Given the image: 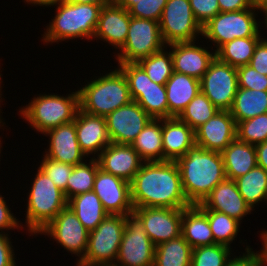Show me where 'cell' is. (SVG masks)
I'll return each mask as SVG.
<instances>
[{"mask_svg":"<svg viewBox=\"0 0 267 266\" xmlns=\"http://www.w3.org/2000/svg\"><path fill=\"white\" fill-rule=\"evenodd\" d=\"M131 145L144 162H162V119H151Z\"/></svg>","mask_w":267,"mask_h":266,"instance_id":"obj_30","label":"cell"},{"mask_svg":"<svg viewBox=\"0 0 267 266\" xmlns=\"http://www.w3.org/2000/svg\"><path fill=\"white\" fill-rule=\"evenodd\" d=\"M76 136L82 152L88 155L101 151L111 143L105 117L78 110L74 119Z\"/></svg>","mask_w":267,"mask_h":266,"instance_id":"obj_21","label":"cell"},{"mask_svg":"<svg viewBox=\"0 0 267 266\" xmlns=\"http://www.w3.org/2000/svg\"><path fill=\"white\" fill-rule=\"evenodd\" d=\"M197 205L202 210L225 213L239 222L253 211L239 193L236 182L227 178L217 184L203 202Z\"/></svg>","mask_w":267,"mask_h":266,"instance_id":"obj_20","label":"cell"},{"mask_svg":"<svg viewBox=\"0 0 267 266\" xmlns=\"http://www.w3.org/2000/svg\"><path fill=\"white\" fill-rule=\"evenodd\" d=\"M44 135L50 137V143L43 156L72 166L83 163V157L86 155L79 146L74 121L52 128Z\"/></svg>","mask_w":267,"mask_h":266,"instance_id":"obj_23","label":"cell"},{"mask_svg":"<svg viewBox=\"0 0 267 266\" xmlns=\"http://www.w3.org/2000/svg\"><path fill=\"white\" fill-rule=\"evenodd\" d=\"M237 139L252 145L267 141V113L237 123Z\"/></svg>","mask_w":267,"mask_h":266,"instance_id":"obj_40","label":"cell"},{"mask_svg":"<svg viewBox=\"0 0 267 266\" xmlns=\"http://www.w3.org/2000/svg\"><path fill=\"white\" fill-rule=\"evenodd\" d=\"M98 169L99 164L95 157H91L89 164L83 162L73 166L72 173L67 179V200L76 195L92 191Z\"/></svg>","mask_w":267,"mask_h":266,"instance_id":"obj_35","label":"cell"},{"mask_svg":"<svg viewBox=\"0 0 267 266\" xmlns=\"http://www.w3.org/2000/svg\"><path fill=\"white\" fill-rule=\"evenodd\" d=\"M96 159L102 171L120 177L129 183L144 163L131 144L113 142L107 145Z\"/></svg>","mask_w":267,"mask_h":266,"instance_id":"obj_19","label":"cell"},{"mask_svg":"<svg viewBox=\"0 0 267 266\" xmlns=\"http://www.w3.org/2000/svg\"><path fill=\"white\" fill-rule=\"evenodd\" d=\"M173 60V71L201 79L215 58L205 47L196 46L195 41L168 45Z\"/></svg>","mask_w":267,"mask_h":266,"instance_id":"obj_24","label":"cell"},{"mask_svg":"<svg viewBox=\"0 0 267 266\" xmlns=\"http://www.w3.org/2000/svg\"><path fill=\"white\" fill-rule=\"evenodd\" d=\"M102 7L62 1L56 8L57 14L44 32L43 42L47 44L74 38H93Z\"/></svg>","mask_w":267,"mask_h":266,"instance_id":"obj_4","label":"cell"},{"mask_svg":"<svg viewBox=\"0 0 267 266\" xmlns=\"http://www.w3.org/2000/svg\"><path fill=\"white\" fill-rule=\"evenodd\" d=\"M184 208L143 207L134 208L133 213L141 220L152 243H160L181 235Z\"/></svg>","mask_w":267,"mask_h":266,"instance_id":"obj_15","label":"cell"},{"mask_svg":"<svg viewBox=\"0 0 267 266\" xmlns=\"http://www.w3.org/2000/svg\"><path fill=\"white\" fill-rule=\"evenodd\" d=\"M220 12H234L252 8L250 0H218Z\"/></svg>","mask_w":267,"mask_h":266,"instance_id":"obj_49","label":"cell"},{"mask_svg":"<svg viewBox=\"0 0 267 266\" xmlns=\"http://www.w3.org/2000/svg\"><path fill=\"white\" fill-rule=\"evenodd\" d=\"M248 65L257 72L267 75V40L262 38L258 42Z\"/></svg>","mask_w":267,"mask_h":266,"instance_id":"obj_45","label":"cell"},{"mask_svg":"<svg viewBox=\"0 0 267 266\" xmlns=\"http://www.w3.org/2000/svg\"><path fill=\"white\" fill-rule=\"evenodd\" d=\"M165 47L159 22L131 16L125 44L116 59L118 63H137Z\"/></svg>","mask_w":267,"mask_h":266,"instance_id":"obj_10","label":"cell"},{"mask_svg":"<svg viewBox=\"0 0 267 266\" xmlns=\"http://www.w3.org/2000/svg\"><path fill=\"white\" fill-rule=\"evenodd\" d=\"M230 251V247L222 244L194 248L191 266H226L232 254Z\"/></svg>","mask_w":267,"mask_h":266,"instance_id":"obj_39","label":"cell"},{"mask_svg":"<svg viewBox=\"0 0 267 266\" xmlns=\"http://www.w3.org/2000/svg\"><path fill=\"white\" fill-rule=\"evenodd\" d=\"M124 228L125 216L108 214L89 232L85 255L77 266H114Z\"/></svg>","mask_w":267,"mask_h":266,"instance_id":"obj_7","label":"cell"},{"mask_svg":"<svg viewBox=\"0 0 267 266\" xmlns=\"http://www.w3.org/2000/svg\"><path fill=\"white\" fill-rule=\"evenodd\" d=\"M53 237L68 252L79 256L81 260L88 245L89 231L67 206L39 234Z\"/></svg>","mask_w":267,"mask_h":266,"instance_id":"obj_14","label":"cell"},{"mask_svg":"<svg viewBox=\"0 0 267 266\" xmlns=\"http://www.w3.org/2000/svg\"><path fill=\"white\" fill-rule=\"evenodd\" d=\"M264 265L267 266V258L265 256L259 261V266H264Z\"/></svg>","mask_w":267,"mask_h":266,"instance_id":"obj_56","label":"cell"},{"mask_svg":"<svg viewBox=\"0 0 267 266\" xmlns=\"http://www.w3.org/2000/svg\"><path fill=\"white\" fill-rule=\"evenodd\" d=\"M201 92L220 111H229L238 90L237 68L216 56L200 79Z\"/></svg>","mask_w":267,"mask_h":266,"instance_id":"obj_13","label":"cell"},{"mask_svg":"<svg viewBox=\"0 0 267 266\" xmlns=\"http://www.w3.org/2000/svg\"><path fill=\"white\" fill-rule=\"evenodd\" d=\"M151 119L135 101L114 110L105 117L110 141L131 144Z\"/></svg>","mask_w":267,"mask_h":266,"instance_id":"obj_16","label":"cell"},{"mask_svg":"<svg viewBox=\"0 0 267 266\" xmlns=\"http://www.w3.org/2000/svg\"><path fill=\"white\" fill-rule=\"evenodd\" d=\"M16 217L11 213V210L8 208L4 197L0 195V231L2 230H10V229H19L22 225L19 224ZM6 234L4 231L0 232V234Z\"/></svg>","mask_w":267,"mask_h":266,"instance_id":"obj_47","label":"cell"},{"mask_svg":"<svg viewBox=\"0 0 267 266\" xmlns=\"http://www.w3.org/2000/svg\"><path fill=\"white\" fill-rule=\"evenodd\" d=\"M116 4L129 11L140 0H113Z\"/></svg>","mask_w":267,"mask_h":266,"instance_id":"obj_53","label":"cell"},{"mask_svg":"<svg viewBox=\"0 0 267 266\" xmlns=\"http://www.w3.org/2000/svg\"><path fill=\"white\" fill-rule=\"evenodd\" d=\"M167 0H140L129 10L132 17L159 22Z\"/></svg>","mask_w":267,"mask_h":266,"instance_id":"obj_43","label":"cell"},{"mask_svg":"<svg viewBox=\"0 0 267 266\" xmlns=\"http://www.w3.org/2000/svg\"><path fill=\"white\" fill-rule=\"evenodd\" d=\"M23 108L19 111L22 118L44 134L52 128L74 121L79 110V93L75 91L65 97L58 94L39 95Z\"/></svg>","mask_w":267,"mask_h":266,"instance_id":"obj_6","label":"cell"},{"mask_svg":"<svg viewBox=\"0 0 267 266\" xmlns=\"http://www.w3.org/2000/svg\"><path fill=\"white\" fill-rule=\"evenodd\" d=\"M130 18L129 11L114 1L104 5L100 11L93 38H101L120 50L127 38Z\"/></svg>","mask_w":267,"mask_h":266,"instance_id":"obj_22","label":"cell"},{"mask_svg":"<svg viewBox=\"0 0 267 266\" xmlns=\"http://www.w3.org/2000/svg\"><path fill=\"white\" fill-rule=\"evenodd\" d=\"M181 235L192 249L214 244L208 217L197 204L183 209Z\"/></svg>","mask_w":267,"mask_h":266,"instance_id":"obj_27","label":"cell"},{"mask_svg":"<svg viewBox=\"0 0 267 266\" xmlns=\"http://www.w3.org/2000/svg\"><path fill=\"white\" fill-rule=\"evenodd\" d=\"M253 7L258 10H262L263 8L267 7V0H250Z\"/></svg>","mask_w":267,"mask_h":266,"instance_id":"obj_54","label":"cell"},{"mask_svg":"<svg viewBox=\"0 0 267 266\" xmlns=\"http://www.w3.org/2000/svg\"><path fill=\"white\" fill-rule=\"evenodd\" d=\"M218 111L206 95L200 91L177 118L195 131Z\"/></svg>","mask_w":267,"mask_h":266,"instance_id":"obj_36","label":"cell"},{"mask_svg":"<svg viewBox=\"0 0 267 266\" xmlns=\"http://www.w3.org/2000/svg\"><path fill=\"white\" fill-rule=\"evenodd\" d=\"M226 178L235 180L257 166L255 145L232 141L222 152Z\"/></svg>","mask_w":267,"mask_h":266,"instance_id":"obj_28","label":"cell"},{"mask_svg":"<svg viewBox=\"0 0 267 266\" xmlns=\"http://www.w3.org/2000/svg\"><path fill=\"white\" fill-rule=\"evenodd\" d=\"M147 73L149 78L157 84H165L173 73L171 51L164 48L137 62Z\"/></svg>","mask_w":267,"mask_h":266,"instance_id":"obj_38","label":"cell"},{"mask_svg":"<svg viewBox=\"0 0 267 266\" xmlns=\"http://www.w3.org/2000/svg\"><path fill=\"white\" fill-rule=\"evenodd\" d=\"M93 191L101 200L108 214L126 216L133 213L130 183L100 168L94 181Z\"/></svg>","mask_w":267,"mask_h":266,"instance_id":"obj_17","label":"cell"},{"mask_svg":"<svg viewBox=\"0 0 267 266\" xmlns=\"http://www.w3.org/2000/svg\"><path fill=\"white\" fill-rule=\"evenodd\" d=\"M159 26L165 45L196 41L202 34L189 0H167Z\"/></svg>","mask_w":267,"mask_h":266,"instance_id":"obj_11","label":"cell"},{"mask_svg":"<svg viewBox=\"0 0 267 266\" xmlns=\"http://www.w3.org/2000/svg\"><path fill=\"white\" fill-rule=\"evenodd\" d=\"M257 164L267 171V141L255 145Z\"/></svg>","mask_w":267,"mask_h":266,"instance_id":"obj_50","label":"cell"},{"mask_svg":"<svg viewBox=\"0 0 267 266\" xmlns=\"http://www.w3.org/2000/svg\"><path fill=\"white\" fill-rule=\"evenodd\" d=\"M39 168L44 171L55 185L64 192L67 199V182L72 173L73 166L70 164L54 161L46 156L43 157Z\"/></svg>","mask_w":267,"mask_h":266,"instance_id":"obj_41","label":"cell"},{"mask_svg":"<svg viewBox=\"0 0 267 266\" xmlns=\"http://www.w3.org/2000/svg\"><path fill=\"white\" fill-rule=\"evenodd\" d=\"M237 76L239 88L267 91V75L257 72L250 65L238 67Z\"/></svg>","mask_w":267,"mask_h":266,"instance_id":"obj_42","label":"cell"},{"mask_svg":"<svg viewBox=\"0 0 267 266\" xmlns=\"http://www.w3.org/2000/svg\"><path fill=\"white\" fill-rule=\"evenodd\" d=\"M237 124L229 111H218L195 130V144L206 150L222 152L237 138Z\"/></svg>","mask_w":267,"mask_h":266,"instance_id":"obj_18","label":"cell"},{"mask_svg":"<svg viewBox=\"0 0 267 266\" xmlns=\"http://www.w3.org/2000/svg\"><path fill=\"white\" fill-rule=\"evenodd\" d=\"M78 93L79 109L101 117L132 101L127 78L119 67L88 82Z\"/></svg>","mask_w":267,"mask_h":266,"instance_id":"obj_3","label":"cell"},{"mask_svg":"<svg viewBox=\"0 0 267 266\" xmlns=\"http://www.w3.org/2000/svg\"><path fill=\"white\" fill-rule=\"evenodd\" d=\"M192 247L182 235L155 246L153 266H191Z\"/></svg>","mask_w":267,"mask_h":266,"instance_id":"obj_32","label":"cell"},{"mask_svg":"<svg viewBox=\"0 0 267 266\" xmlns=\"http://www.w3.org/2000/svg\"><path fill=\"white\" fill-rule=\"evenodd\" d=\"M127 78L132 101L137 102L152 119L168 118L165 84L153 82L138 63H118Z\"/></svg>","mask_w":267,"mask_h":266,"instance_id":"obj_8","label":"cell"},{"mask_svg":"<svg viewBox=\"0 0 267 266\" xmlns=\"http://www.w3.org/2000/svg\"><path fill=\"white\" fill-rule=\"evenodd\" d=\"M163 161H176L195 144V131L177 117L162 119Z\"/></svg>","mask_w":267,"mask_h":266,"instance_id":"obj_25","label":"cell"},{"mask_svg":"<svg viewBox=\"0 0 267 266\" xmlns=\"http://www.w3.org/2000/svg\"><path fill=\"white\" fill-rule=\"evenodd\" d=\"M194 16L201 26L220 13L218 0H189Z\"/></svg>","mask_w":267,"mask_h":266,"instance_id":"obj_44","label":"cell"},{"mask_svg":"<svg viewBox=\"0 0 267 266\" xmlns=\"http://www.w3.org/2000/svg\"><path fill=\"white\" fill-rule=\"evenodd\" d=\"M176 163L185 196L190 204L202 203L215 186L226 179L220 152L195 145L184 156L179 157Z\"/></svg>","mask_w":267,"mask_h":266,"instance_id":"obj_2","label":"cell"},{"mask_svg":"<svg viewBox=\"0 0 267 266\" xmlns=\"http://www.w3.org/2000/svg\"><path fill=\"white\" fill-rule=\"evenodd\" d=\"M263 13H265L264 15H265V25H266V27H267V7H265V8H263L262 10H261ZM265 40H267V39H265Z\"/></svg>","mask_w":267,"mask_h":266,"instance_id":"obj_57","label":"cell"},{"mask_svg":"<svg viewBox=\"0 0 267 266\" xmlns=\"http://www.w3.org/2000/svg\"><path fill=\"white\" fill-rule=\"evenodd\" d=\"M155 245L141 220L131 213L125 216V228L114 266H153Z\"/></svg>","mask_w":267,"mask_h":266,"instance_id":"obj_12","label":"cell"},{"mask_svg":"<svg viewBox=\"0 0 267 266\" xmlns=\"http://www.w3.org/2000/svg\"><path fill=\"white\" fill-rule=\"evenodd\" d=\"M255 7L234 12H220L202 26V36L212 41L215 52L227 42L235 38L262 37L255 16ZM260 23V24H259Z\"/></svg>","mask_w":267,"mask_h":266,"instance_id":"obj_9","label":"cell"},{"mask_svg":"<svg viewBox=\"0 0 267 266\" xmlns=\"http://www.w3.org/2000/svg\"><path fill=\"white\" fill-rule=\"evenodd\" d=\"M74 3H80V4H96V5H107L113 0H69Z\"/></svg>","mask_w":267,"mask_h":266,"instance_id":"obj_52","label":"cell"},{"mask_svg":"<svg viewBox=\"0 0 267 266\" xmlns=\"http://www.w3.org/2000/svg\"><path fill=\"white\" fill-rule=\"evenodd\" d=\"M168 102V118L178 117L190 101L201 91L200 80L173 71L165 83Z\"/></svg>","mask_w":267,"mask_h":266,"instance_id":"obj_26","label":"cell"},{"mask_svg":"<svg viewBox=\"0 0 267 266\" xmlns=\"http://www.w3.org/2000/svg\"><path fill=\"white\" fill-rule=\"evenodd\" d=\"M203 211L208 217L209 226L214 237V244L230 247V244L235 240L239 232V221L222 212L214 210Z\"/></svg>","mask_w":267,"mask_h":266,"instance_id":"obj_37","label":"cell"},{"mask_svg":"<svg viewBox=\"0 0 267 266\" xmlns=\"http://www.w3.org/2000/svg\"><path fill=\"white\" fill-rule=\"evenodd\" d=\"M134 208H186L188 202L176 161L144 162L130 182Z\"/></svg>","mask_w":267,"mask_h":266,"instance_id":"obj_1","label":"cell"},{"mask_svg":"<svg viewBox=\"0 0 267 266\" xmlns=\"http://www.w3.org/2000/svg\"><path fill=\"white\" fill-rule=\"evenodd\" d=\"M9 234H0V266H16Z\"/></svg>","mask_w":267,"mask_h":266,"instance_id":"obj_48","label":"cell"},{"mask_svg":"<svg viewBox=\"0 0 267 266\" xmlns=\"http://www.w3.org/2000/svg\"><path fill=\"white\" fill-rule=\"evenodd\" d=\"M261 239H262V245H263V252H264V255L265 257L267 258V230L266 231H263L261 233Z\"/></svg>","mask_w":267,"mask_h":266,"instance_id":"obj_55","label":"cell"},{"mask_svg":"<svg viewBox=\"0 0 267 266\" xmlns=\"http://www.w3.org/2000/svg\"><path fill=\"white\" fill-rule=\"evenodd\" d=\"M261 37L235 38L222 45L215 56L222 62L238 68L249 64Z\"/></svg>","mask_w":267,"mask_h":266,"instance_id":"obj_34","label":"cell"},{"mask_svg":"<svg viewBox=\"0 0 267 266\" xmlns=\"http://www.w3.org/2000/svg\"><path fill=\"white\" fill-rule=\"evenodd\" d=\"M245 202L253 208L262 200L267 201V171L255 166L245 175L234 180Z\"/></svg>","mask_w":267,"mask_h":266,"instance_id":"obj_33","label":"cell"},{"mask_svg":"<svg viewBox=\"0 0 267 266\" xmlns=\"http://www.w3.org/2000/svg\"><path fill=\"white\" fill-rule=\"evenodd\" d=\"M253 249L249 246L246 247V254L243 253L242 256L239 255V257L235 256L228 260L226 266H259V261L265 256L263 249L256 253L252 251ZM259 252V253H258Z\"/></svg>","mask_w":267,"mask_h":266,"instance_id":"obj_46","label":"cell"},{"mask_svg":"<svg viewBox=\"0 0 267 266\" xmlns=\"http://www.w3.org/2000/svg\"><path fill=\"white\" fill-rule=\"evenodd\" d=\"M229 112L236 124L267 113V91L238 88Z\"/></svg>","mask_w":267,"mask_h":266,"instance_id":"obj_31","label":"cell"},{"mask_svg":"<svg viewBox=\"0 0 267 266\" xmlns=\"http://www.w3.org/2000/svg\"><path fill=\"white\" fill-rule=\"evenodd\" d=\"M67 206L89 232L95 230L108 215L93 190L68 199Z\"/></svg>","mask_w":267,"mask_h":266,"instance_id":"obj_29","label":"cell"},{"mask_svg":"<svg viewBox=\"0 0 267 266\" xmlns=\"http://www.w3.org/2000/svg\"><path fill=\"white\" fill-rule=\"evenodd\" d=\"M1 82H2V81H1V74H0V84H1ZM0 92H1V86H0ZM1 95H2V94L0 93V98H1ZM0 102H1V99H0ZM1 122H2V119H1V117H0V123H1Z\"/></svg>","mask_w":267,"mask_h":266,"instance_id":"obj_58","label":"cell"},{"mask_svg":"<svg viewBox=\"0 0 267 266\" xmlns=\"http://www.w3.org/2000/svg\"><path fill=\"white\" fill-rule=\"evenodd\" d=\"M28 196L25 224L32 235L39 234L67 207L68 200L64 192L39 167Z\"/></svg>","mask_w":267,"mask_h":266,"instance_id":"obj_5","label":"cell"},{"mask_svg":"<svg viewBox=\"0 0 267 266\" xmlns=\"http://www.w3.org/2000/svg\"><path fill=\"white\" fill-rule=\"evenodd\" d=\"M26 3L28 4H36V5H40V6H53V5H58L60 4L62 1L64 0H25Z\"/></svg>","mask_w":267,"mask_h":266,"instance_id":"obj_51","label":"cell"}]
</instances>
